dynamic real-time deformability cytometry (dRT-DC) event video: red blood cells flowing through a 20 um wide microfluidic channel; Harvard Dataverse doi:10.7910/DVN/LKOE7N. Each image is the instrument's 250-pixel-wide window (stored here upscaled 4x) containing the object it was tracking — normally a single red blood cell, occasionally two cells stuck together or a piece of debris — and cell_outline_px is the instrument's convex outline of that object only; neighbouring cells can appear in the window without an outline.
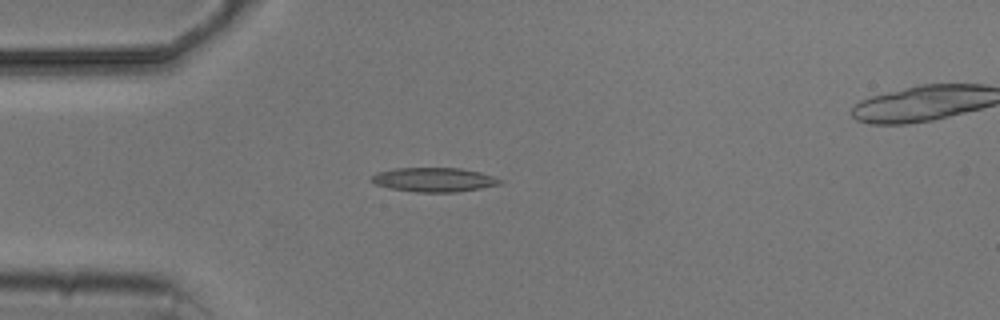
{"species": "common noctule bat (a hibernating species)", "species_latin": "Nyctalus noctula", "temperature_condition": "cold", "stored_images_in_passage": 3, "camera_frame_rate_fps": 3000, "um_per_image_px": 0.085, "animal": {"sex": "male", "body_mass_g": 20.5, "forearm_length_mm": 52.5}, "frame": {"image": 1, "passage_image": 2, "time_ms": 1.333, "image_size_px": [1000, 320], "cell_outline_px": [[504, 184], [456, 192], [416, 192], [388, 188], [376, 184], [368, 180], [372, 176], [380, 172], [396, 168], [460, 168], [480, 172], [504, 180]], "centroid_in_image_um": [36.92, 15.28], "position_along_channel_um": 48.1, "area_um2": 18.15}}